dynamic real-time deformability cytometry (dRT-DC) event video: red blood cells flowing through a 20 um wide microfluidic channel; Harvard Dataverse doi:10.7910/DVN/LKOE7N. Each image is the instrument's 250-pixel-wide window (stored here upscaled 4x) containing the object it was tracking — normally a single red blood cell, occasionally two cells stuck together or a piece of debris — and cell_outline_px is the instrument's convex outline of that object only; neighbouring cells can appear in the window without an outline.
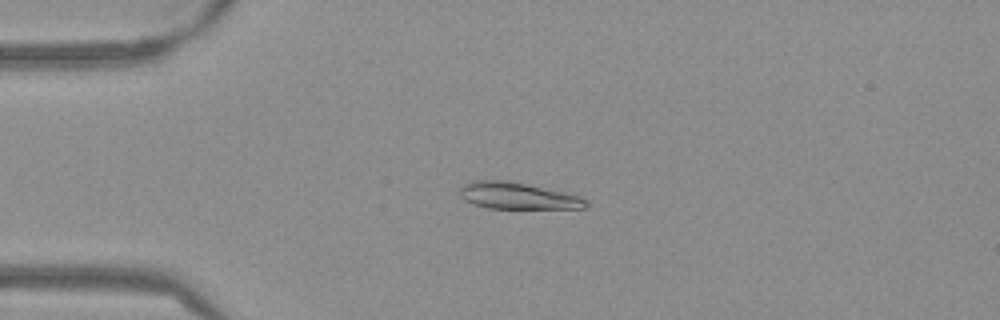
{"species": "Egyptian fruit bat (a non-hibernating species)", "species_latin": "Rousettus aegyptiacus", "temperature_condition": "warm", "stored_images_in_passage": 53, "camera_frame_rate_fps": 3000, "um_per_image_px": 0.085, "frame": {"image": 1, "passage_image": 13, "time_ms": 4.0, "image_size_px": [1000, 320], "cell_outline_px": [[588, 208], [488, 208], [472, 204], [464, 200], [460, 196], [460, 188], [464, 184], [472, 180], [512, 180], [564, 192], [580, 196], [588, 200]], "centroid_in_image_um": [44.0, 16.63], "position_along_channel_um": 41.0, "area_um2": 19.83}}
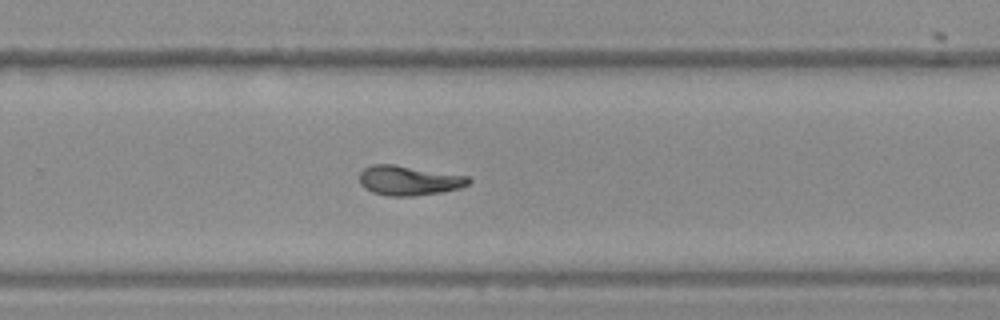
{"frame": {"image": 2, "passage_image": 35, "time_ms": 11.333, "image_size_px": [1000, 320], "cell_outline_px": [[472, 180], [468, 184], [460, 188], [440, 192], [412, 196], [388, 196], [372, 192], [364, 188], [360, 184], [360, 172], [364, 168], [372, 164], [396, 164], [468, 176]], "centroid_in_image_um": [34.74, 15.33], "position_along_channel_um": 295.1, "area_um2": 18.96}}
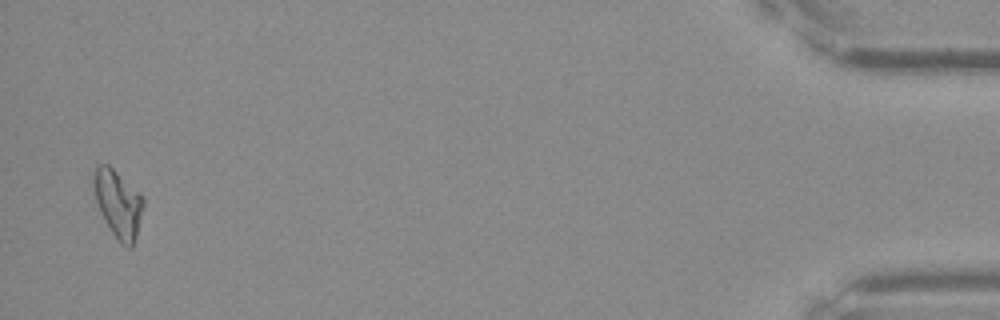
{"frame": {"image": 3, "passage_image": 52, "time_ms": 17.0, "image_size_px": [1000, 320], "cell_outline_px": [[144, 204], [136, 236], [132, 248], [128, 248], [120, 244], [104, 220], [100, 212], [96, 200], [92, 180], [92, 172], [100, 164], [108, 164], [140, 192], [144, 200]], "centroid_in_image_um": [10.03, 17.31], "position_along_channel_um": 425.2, "area_um2": 19.59}, "authors_computed_cell_mechanics": {"area_um2": 19.0162, "velocity_mm_per_s": 3.8289, "shape_relaxation_time_tau1_ms": 5.4401, "shape_relaxation_time_tau2_ms": 3.1729, "deformation_change_tau1": 0.1898, "deformation_change_tau2": 0.0725}}